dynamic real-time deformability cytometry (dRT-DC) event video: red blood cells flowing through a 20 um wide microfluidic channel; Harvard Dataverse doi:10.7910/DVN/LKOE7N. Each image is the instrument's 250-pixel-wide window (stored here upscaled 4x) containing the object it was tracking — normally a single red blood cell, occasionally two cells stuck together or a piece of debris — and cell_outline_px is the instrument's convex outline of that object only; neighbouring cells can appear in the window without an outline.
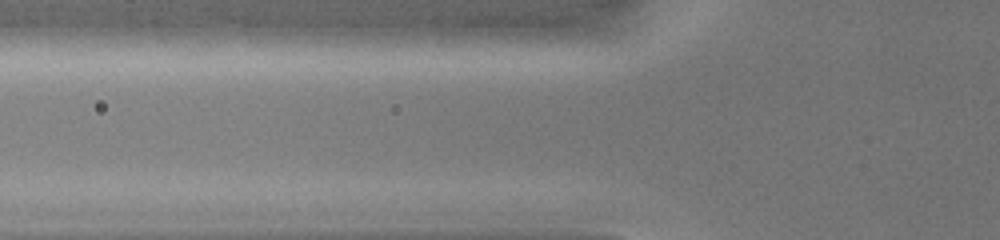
{"species": "common noctule bat (a hibernating species)", "species_latin": "Nyctalus noctula", "temperature_condition": "warm", "stored_images_in_passage": 3, "camera_frame_rate_fps": 3000, "um_per_image_px": 0.085, "animal": {"sex": "female", "body_mass_g": 19.0, "forearm_length_mm": 51.5}, "frame": {"image": 1, "passage_image": 3, "time_ms": 0.667, "image_size_px": [1000, 240], "cell_outline_px": [[580, 44], [528, 48], [408, 48], [404, 44], [412, 32], [472, 24], [572, 24], [580, 40]], "centroid_in_image_um": [42.09, 3.11], "position_along_channel_um": 83.7, "area_um2": 26.7}}